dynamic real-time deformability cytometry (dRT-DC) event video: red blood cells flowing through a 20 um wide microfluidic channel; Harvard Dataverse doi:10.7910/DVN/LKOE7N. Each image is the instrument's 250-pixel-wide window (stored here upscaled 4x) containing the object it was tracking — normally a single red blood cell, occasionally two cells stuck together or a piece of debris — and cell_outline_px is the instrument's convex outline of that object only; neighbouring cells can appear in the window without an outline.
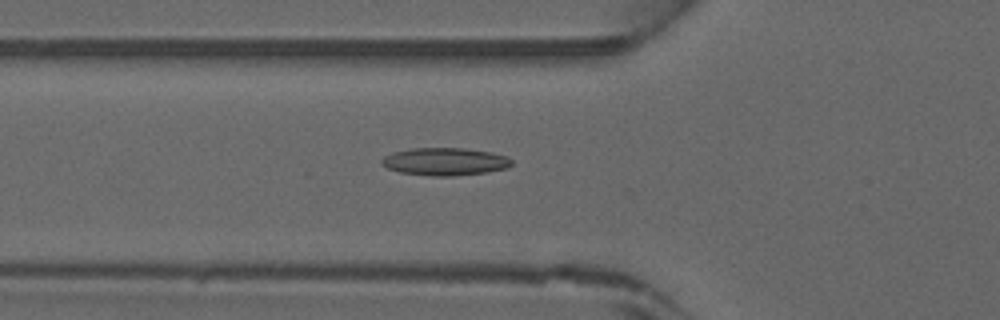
{"species": "common noctule bat (a hibernating species)", "species_latin": "Nyctalus noctula", "temperature_condition": "warm", "stored_images_in_passage": 13, "camera_frame_rate_fps": 3000, "um_per_image_px": 0.085, "animal": {"sex": "male", "forearm_length_mm": 52.5}, "frame": {"image": 1, "passage_image": 8, "time_ms": 2.333, "image_size_px": [1000, 320], "cell_outline_px": [[512, 164], [508, 168], [488, 172], [452, 176], [432, 176], [400, 172], [388, 168], [380, 164], [380, 160], [384, 156], [392, 152], [412, 148], [464, 148], [492, 152], [508, 156], [512, 160]], "centroid_in_image_um": [37.83, 13.73], "position_along_channel_um": 88.0, "area_um2": 21.15}}
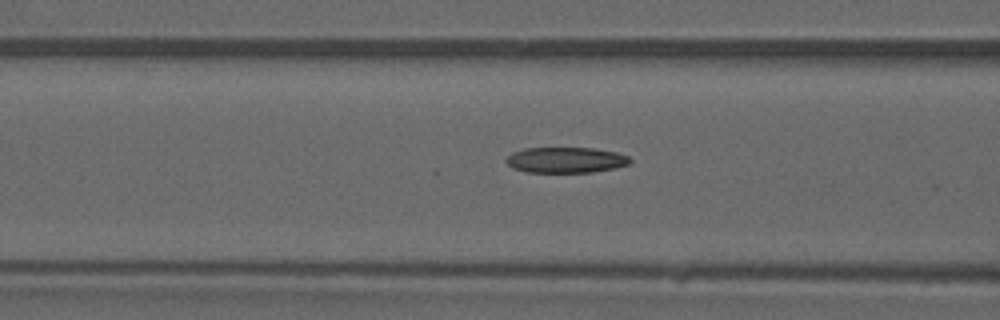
{"frame": {"image": 2, "passage_image": 10, "time_ms": 3.0, "image_size_px": [1000, 320], "cell_outline_px": [[632, 160], [628, 164], [612, 168], [592, 172], [524, 172], [512, 168], [504, 160], [512, 152], [524, 148], [592, 148], [616, 152], [628, 156]], "centroid_in_image_um": [48.04, 13.6], "position_along_channel_um": 118.6, "area_um2": 18.5}}